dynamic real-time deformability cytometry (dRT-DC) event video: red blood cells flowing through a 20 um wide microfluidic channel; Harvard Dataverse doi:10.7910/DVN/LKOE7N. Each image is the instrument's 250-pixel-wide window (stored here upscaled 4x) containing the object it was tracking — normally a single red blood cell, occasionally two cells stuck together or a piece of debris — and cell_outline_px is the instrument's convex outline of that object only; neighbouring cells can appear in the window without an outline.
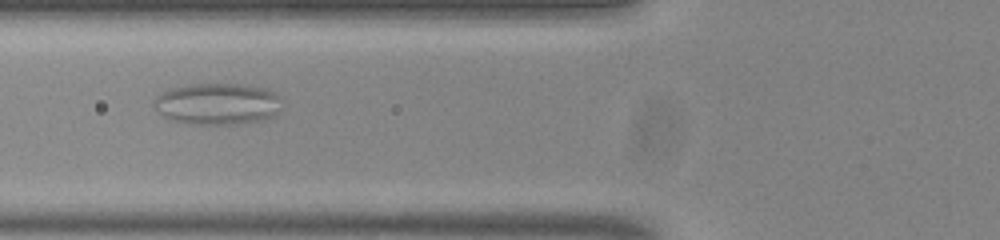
{"species": "common noctule bat (a hibernating species)", "species_latin": "Nyctalus noctula", "temperature_condition": "room temperature", "stored_images_in_passage": 26, "camera_frame_rate_fps": 3000, "um_per_image_px": 0.085, "animal": {"sex": "male", "body_mass_g": 20.0, "forearm_length_mm": 53.3}, "frame": {"image": 1, "passage_image": 7, "time_ms": 2.0, "image_size_px": [1000, 240], "cell_outline_px": [[280, 96], [276, 112], [272, 116], [260, 120], [240, 124], [192, 124], [172, 120], [156, 112], [152, 104], [152, 100], [160, 92], [172, 88], [192, 84], [240, 84], [268, 88]], "centroid_in_image_um": [18.41, 8.82], "position_along_channel_um": 107.4, "area_um2": 31.04}}
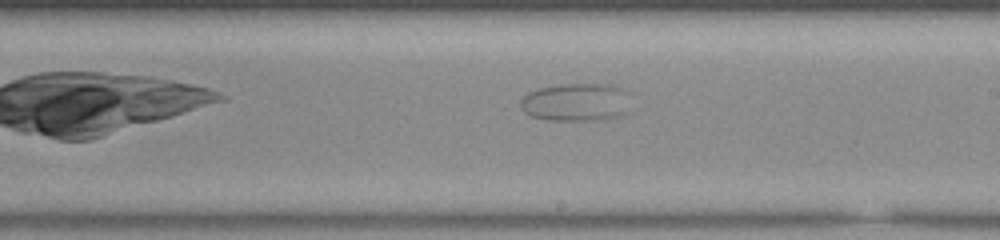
{"frame": {"image": 2, "passage_image": 18, "time_ms": 5.667, "image_size_px": [1000, 240], "cell_outline_px": [[632, 112], [620, 116], [604, 120], [548, 120], [532, 116], [524, 112], [520, 108], [520, 100], [528, 92], [540, 88], [560, 84], [612, 84], [632, 92]], "centroid_in_image_um": [49.11, 8.69], "position_along_channel_um": 239.9, "area_um2": 25.43}}
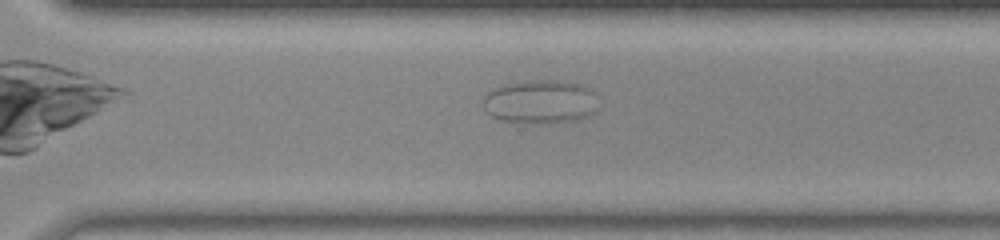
{"frame": {"image": 3, "passage_image": 25, "time_ms": 8.0, "image_size_px": [1000, 240], "cell_outline_px": [[600, 108], [596, 112], [588, 116], [576, 120], [552, 124], [532, 124], [500, 120], [492, 116], [484, 108], [484, 96], [492, 88], [504, 84], [540, 80], [556, 80], [584, 84], [592, 88]], "centroid_in_image_um": [46.0, 8.67], "position_along_channel_um": 324.6, "area_um2": 30.0}}